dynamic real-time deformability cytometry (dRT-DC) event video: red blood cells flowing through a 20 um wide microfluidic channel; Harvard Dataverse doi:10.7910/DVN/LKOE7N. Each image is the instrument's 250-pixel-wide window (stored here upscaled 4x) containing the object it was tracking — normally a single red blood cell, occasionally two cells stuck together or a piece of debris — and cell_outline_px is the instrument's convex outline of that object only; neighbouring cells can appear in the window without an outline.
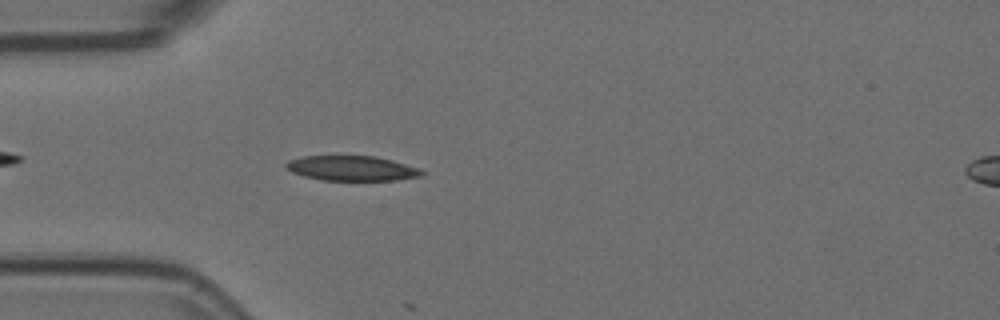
{"species": "Egyptian fruit bat (a non-hibernating species)", "species_latin": "Rousettus aegyptiacus", "temperature_condition": "room temperature", "stored_images_in_passage": 8, "camera_frame_rate_fps": 3000, "um_per_image_px": 0.085, "animal": {"sex": "female"}, "frame": {"image": 1, "passage_image": 7, "time_ms": 2.0, "image_size_px": [1000, 320], "cell_outline_px": [[424, 172], [420, 176], [396, 180], [320, 180], [304, 176], [292, 172], [284, 164], [288, 160], [304, 156], [376, 156], [392, 160], [420, 168]], "centroid_in_image_um": [29.9, 14.3], "position_along_channel_um": 55.1, "area_um2": 19.65}}